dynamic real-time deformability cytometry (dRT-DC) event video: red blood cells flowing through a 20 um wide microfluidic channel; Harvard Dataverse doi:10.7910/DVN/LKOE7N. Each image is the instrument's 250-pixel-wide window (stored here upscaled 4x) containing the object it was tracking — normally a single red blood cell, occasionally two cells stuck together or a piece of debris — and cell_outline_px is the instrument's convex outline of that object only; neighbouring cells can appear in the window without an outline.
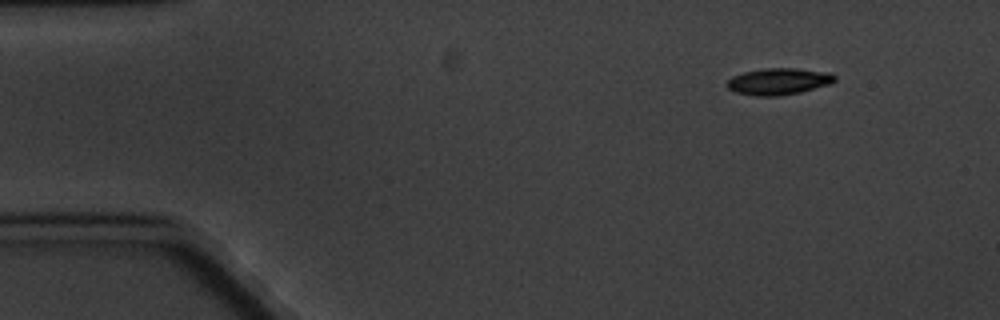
{"species": "common noctule bat (a hibernating species)", "species_latin": "Nyctalus noctula", "temperature_condition": "cold", "stored_images_in_passage": 7, "segment_of_instrument_passage": [2, 2], "camera_frame_rate_fps": 3000, "um_per_image_px": 0.085, "animal": {"sex": "male", "body_mass_g": 20.1, "forearm_length_mm": 53.5}, "frame": {"image": 1, "passage_image": 7, "time_ms": 7.0, "image_size_px": [1000, 320], "cell_outline_px": [[836, 80], [832, 84], [800, 92], [780, 96], [756, 96], [736, 92], [728, 88], [724, 84], [732, 76], [744, 72], [764, 68], [796, 68], [832, 72], [836, 76]], "centroid_in_image_um": [66.21, 6.91], "position_along_channel_um": 18.8, "area_um2": 16.99}}